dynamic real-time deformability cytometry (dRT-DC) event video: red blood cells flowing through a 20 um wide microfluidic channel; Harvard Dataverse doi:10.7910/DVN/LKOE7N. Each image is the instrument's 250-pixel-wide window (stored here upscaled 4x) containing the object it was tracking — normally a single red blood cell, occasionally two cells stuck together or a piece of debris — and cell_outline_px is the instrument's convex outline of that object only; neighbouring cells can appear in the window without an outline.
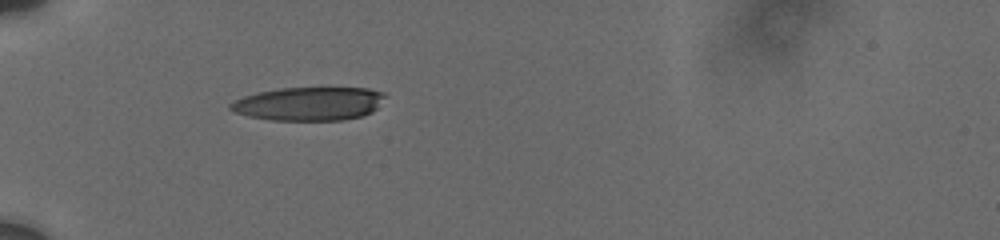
{"species": "human", "species_latin": "Homo sapiens", "temperature_condition": "cold", "stored_images_in_passage": 40, "camera_frame_rate_fps": 3000, "um_per_image_px": 0.085, "donor": {"sex": "male"}, "frame": {"image": 1, "passage_image": 1, "time_ms": 0.0, "image_size_px": [1000, 240], "cell_outline_px": [[384, 96], [376, 108], [372, 112], [364, 116], [344, 120], [272, 120], [248, 116], [236, 112], [228, 108], [228, 104], [244, 96], [260, 92], [280, 88], [368, 88], [384, 92]], "centroid_in_image_um": [26.27, 8.82], "position_along_channel_um": 58.7, "area_um2": 30.06}}
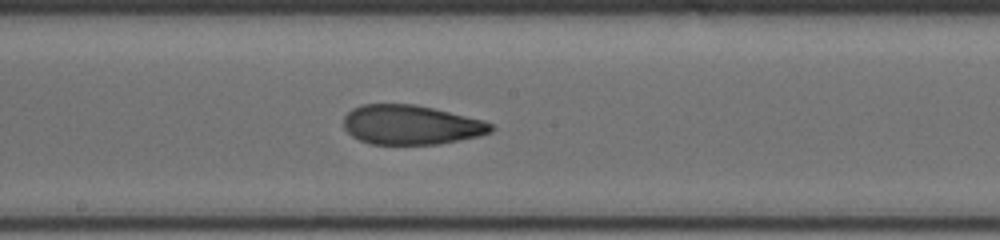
{"frame": {"image": 2, "passage_image": 17, "time_ms": 2.667, "image_size_px": [1000, 240], "cell_outline_px": [[496, 128], [492, 132], [480, 136], [460, 140], [436, 144], [368, 144], [352, 136], [344, 128], [344, 116], [352, 108], [360, 104], [412, 104], [432, 108], [484, 120], [492, 124]], "centroid_in_image_um": [34.94, 10.61], "position_along_channel_um": 213.3, "area_um2": 33.99}}
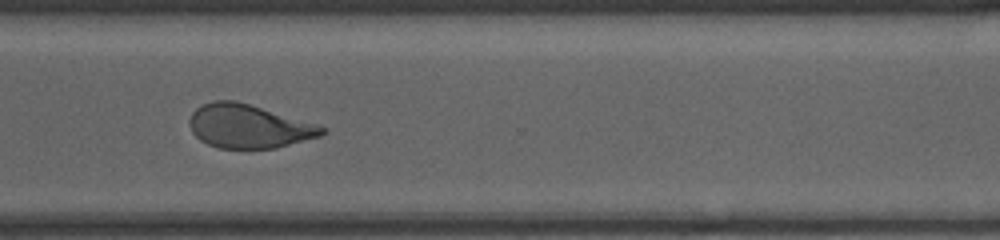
{"frame": {"image": 3, "passage_image": 39, "time_ms": 6.333, "image_size_px": [1000, 240], "cell_outline_px": [[324, 132], [320, 136], [276, 148], [220, 148], [208, 144], [200, 140], [192, 132], [188, 120], [192, 112], [196, 108], [204, 104], [216, 100], [236, 100], [312, 124], [324, 128]], "centroid_in_image_um": [21.04, 10.74], "position_along_channel_um": 349.6, "area_um2": 32.89}}